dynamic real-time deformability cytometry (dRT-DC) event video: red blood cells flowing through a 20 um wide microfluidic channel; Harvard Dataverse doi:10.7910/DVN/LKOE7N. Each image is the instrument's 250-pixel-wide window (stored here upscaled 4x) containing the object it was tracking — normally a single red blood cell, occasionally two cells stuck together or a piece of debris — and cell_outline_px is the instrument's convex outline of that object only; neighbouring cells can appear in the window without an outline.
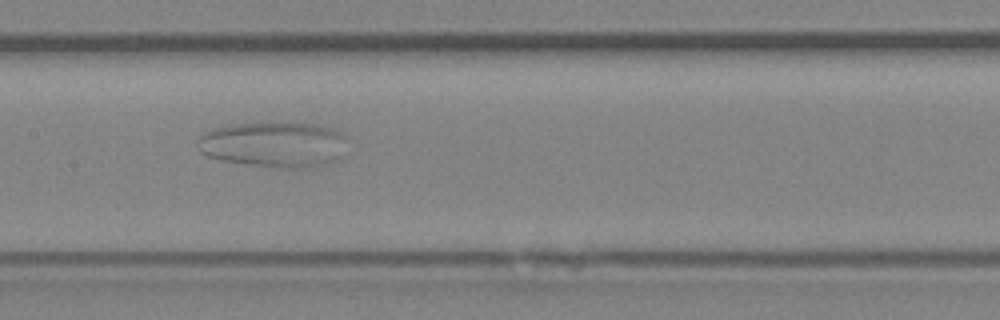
{"species": "Egyptian fruit bat (a non-hibernating species)", "species_latin": "Rousettus aegyptiacus", "temperature_condition": "room temperature", "stored_images_in_passage": 57, "segment_of_instrument_passage": [2, 2], "camera_frame_rate_fps": 3000, "um_per_image_px": 0.085, "animal": {"sex": "female"}, "frame": {"image": 1, "passage_image": 29, "time_ms": 9.333, "image_size_px": [1000, 320], "cell_outline_px": [[348, 136], [344, 156], [340, 160], [312, 168], [292, 168], [256, 164], [224, 160], [208, 156], [200, 152], [196, 140], [204, 132], [212, 128], [228, 124], [316, 124], [340, 132]], "centroid_in_image_um": [23.34, 12.29], "position_along_channel_um": 184.1, "area_um2": 39.54}}
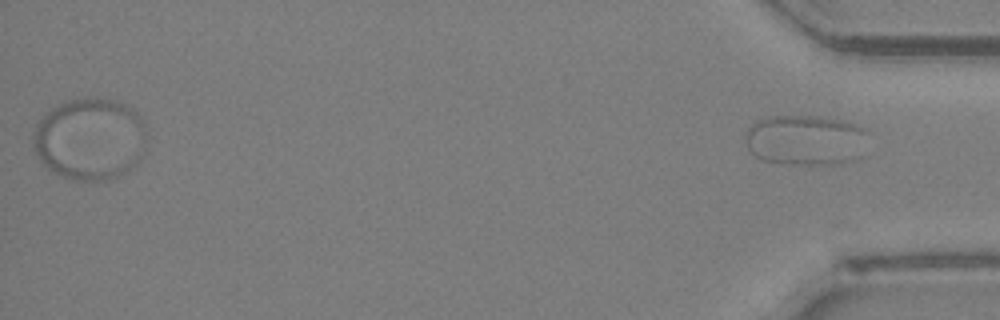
{"frame": {"image": 2, "passage_image": 57, "time_ms": 18.667, "image_size_px": [1000, 320], "cell_outline_px": [[872, 132], [852, 160], [832, 164], [788, 164], [760, 160], [748, 148], [744, 140], [744, 136], [748, 128], [756, 120], [768, 116], [820, 116], [844, 120], [856, 124]], "centroid_in_image_um": [68.43, 11.88], "position_along_channel_um": 366.8, "area_um2": 36.3}}